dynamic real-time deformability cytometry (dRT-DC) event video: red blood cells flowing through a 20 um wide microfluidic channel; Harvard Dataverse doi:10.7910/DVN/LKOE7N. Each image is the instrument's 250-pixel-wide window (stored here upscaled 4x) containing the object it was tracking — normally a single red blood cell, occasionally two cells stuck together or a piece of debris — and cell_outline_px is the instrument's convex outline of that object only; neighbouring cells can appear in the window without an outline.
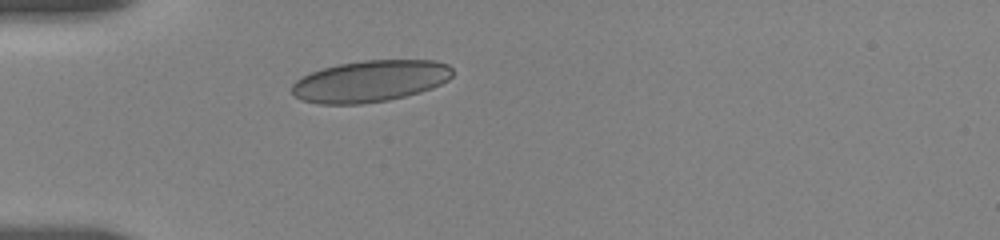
{"species": "human", "species_latin": "Homo sapiens", "temperature_condition": "room temperature", "stored_images_in_passage": 6, "camera_frame_rate_fps": 3000, "um_per_image_px": 0.085, "donor": {"sex": "female"}, "frame": {"image": 1, "passage_image": 1, "time_ms": 0.0, "image_size_px": [1000, 240], "cell_outline_px": [[452, 76], [448, 80], [432, 88], [420, 92], [388, 100], [360, 104], [320, 104], [300, 100], [292, 92], [292, 84], [296, 80], [312, 72], [324, 68], [340, 64], [364, 60], [436, 60], [448, 64], [452, 68]], "centroid_in_image_um": [31.49, 6.9], "position_along_channel_um": 53.5, "area_um2": 38.84}}
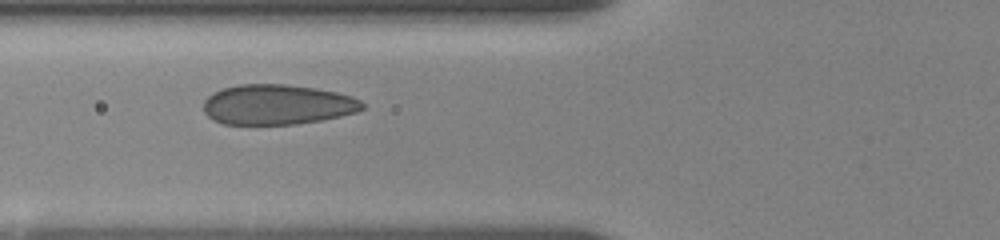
{"frame": {"image": 2, "passage_image": 4, "time_ms": 1.667, "image_size_px": [1000, 240], "cell_outline_px": [[364, 108], [356, 112], [340, 116], [320, 120], [296, 124], [224, 124], [212, 120], [204, 112], [204, 100], [208, 96], [224, 88], [240, 84], [284, 84], [312, 88], [336, 92], [352, 96], [360, 100], [364, 104]], "centroid_in_image_um": [23.56, 8.89], "position_along_channel_um": 102.2, "area_um2": 36.93}}
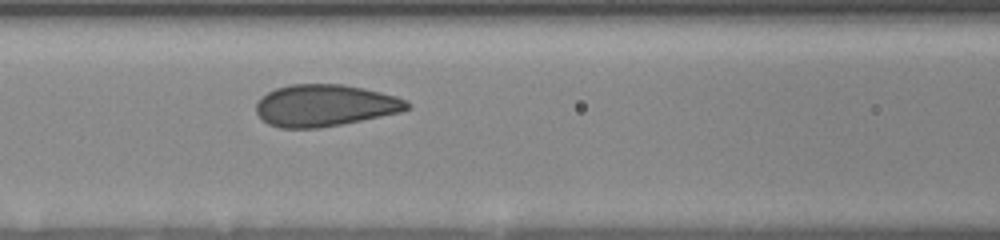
{"frame": {"image": 3, "passage_image": 6, "time_ms": 2.667, "image_size_px": [1000, 240], "cell_outline_px": [[412, 108], [400, 112], [320, 128], [280, 128], [268, 124], [256, 112], [256, 104], [268, 92], [276, 88], [288, 84], [344, 84], [380, 92], [396, 96], [408, 100], [412, 104]], "centroid_in_image_um": [27.64, 8.96], "position_along_channel_um": 139.0, "area_um2": 36.7}}